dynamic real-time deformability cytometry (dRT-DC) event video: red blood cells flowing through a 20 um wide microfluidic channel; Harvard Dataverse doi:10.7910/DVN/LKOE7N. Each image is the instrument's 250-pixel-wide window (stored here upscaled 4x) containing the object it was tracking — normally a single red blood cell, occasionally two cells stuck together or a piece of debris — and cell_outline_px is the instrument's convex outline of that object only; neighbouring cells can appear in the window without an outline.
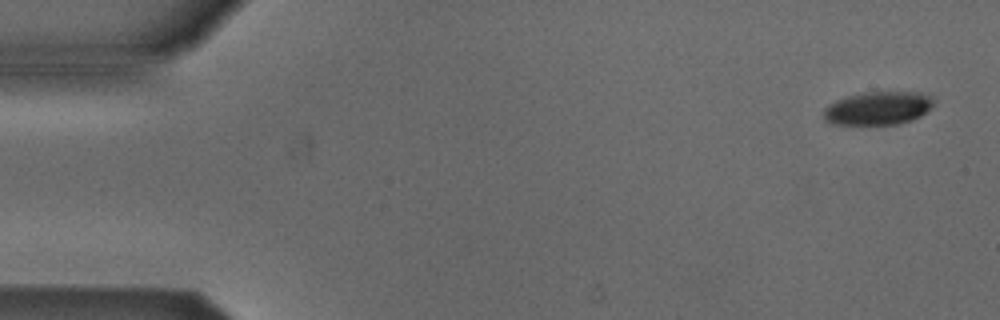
{"species": "Egyptian fruit bat (a non-hibernating species)", "species_latin": "Rousettus aegyptiacus", "temperature_condition": "cold", "stored_images_in_passage": 5, "camera_frame_rate_fps": 3000, "um_per_image_px": 0.085, "animal": {"sex": "male"}, "frame": {"image": 1, "passage_image": 1, "time_ms": 0.0, "image_size_px": [1000, 320], "cell_outline_px": [[936, 100], [920, 116], [912, 120], [896, 124], [832, 124], [824, 120], [824, 108], [828, 104], [836, 100], [848, 96], [864, 92], [920, 92], [932, 96]], "centroid_in_image_um": [74.62, 9.19], "position_along_channel_um": 10.4, "area_um2": 21.27}}
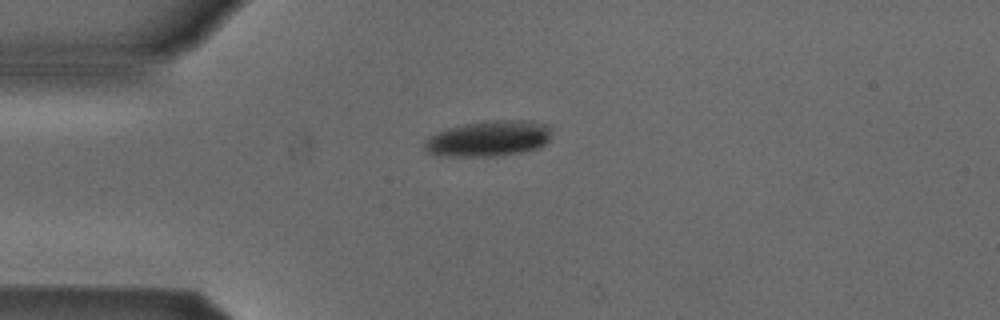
{"frame": {"image": 2, "passage_image": 4, "time_ms": 3.667, "image_size_px": [1000, 320], "cell_outline_px": [[552, 136], [540, 148], [520, 152], [492, 156], [440, 156], [428, 152], [424, 148], [424, 144], [428, 136], [444, 128], [484, 120], [524, 120], [544, 124], [552, 128]], "centroid_in_image_um": [41.52, 11.76], "position_along_channel_um": 43.5, "area_um2": 26.7}}